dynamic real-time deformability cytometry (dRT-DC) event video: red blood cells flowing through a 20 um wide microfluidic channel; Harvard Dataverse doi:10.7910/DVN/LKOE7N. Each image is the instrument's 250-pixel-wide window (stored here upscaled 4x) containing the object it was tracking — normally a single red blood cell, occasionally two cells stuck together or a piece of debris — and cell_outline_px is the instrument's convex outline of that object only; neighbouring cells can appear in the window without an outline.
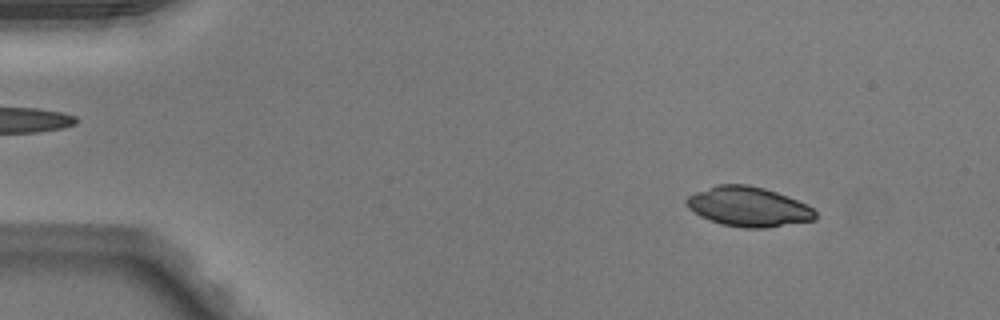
{"species": "Egyptian fruit bat (a non-hibernating species)", "species_latin": "Rousettus aegyptiacus", "temperature_condition": "warm", "stored_images_in_passage": 49, "camera_frame_rate_fps": 3000, "um_per_image_px": 0.085, "animal": {"sex": "male"}, "frame": {"image": 1, "passage_image": 6, "time_ms": 1.667, "image_size_px": [1000, 320], "cell_outline_px": [[816, 220], [768, 228], [744, 228], [720, 224], [700, 216], [688, 208], [684, 200], [688, 196], [696, 192], [716, 184], [748, 184], [764, 188], [788, 196], [808, 204], [816, 212]], "centroid_in_image_um": [63.63, 17.57], "position_along_channel_um": 21.4, "area_um2": 30.11}}
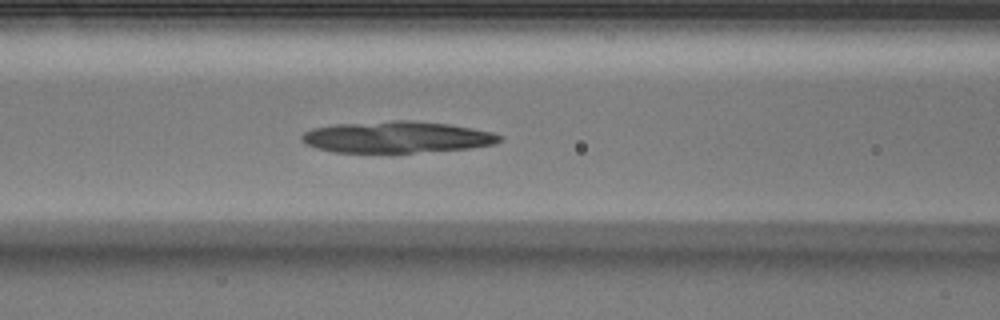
{"frame": {"image": 2, "passage_image": 21, "time_ms": 6.667, "image_size_px": [1000, 320], "cell_outline_px": [[504, 140], [496, 144], [468, 148], [412, 152], [332, 152], [316, 148], [300, 140], [300, 136], [304, 132], [312, 128], [336, 124], [392, 120], [408, 120], [448, 124], [492, 132], [504, 136]], "centroid_in_image_um": [33.73, 11.64], "position_along_channel_um": 132.9, "area_um2": 36.24}}
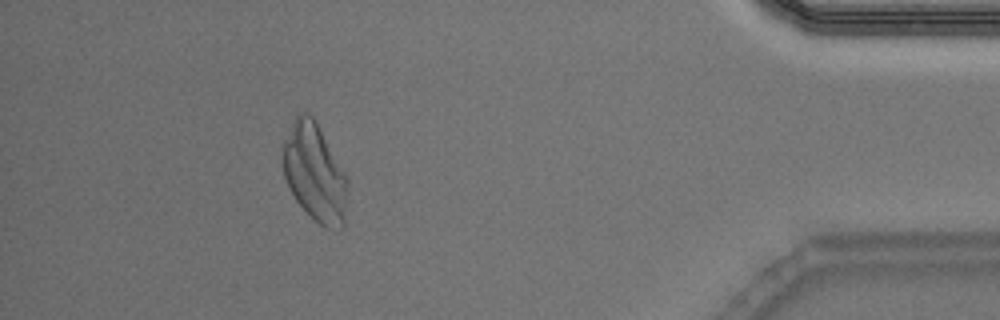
{"frame": {"image": 3, "passage_image": 45, "time_ms": 14.667, "image_size_px": [1000, 320], "cell_outline_px": [[348, 180], [344, 224], [340, 228], [324, 228], [296, 200], [288, 188], [284, 176], [280, 156], [280, 148], [296, 116], [300, 112], [308, 112], [316, 120]], "centroid_in_image_um": [26.71, 14.64], "position_along_channel_um": 408.5, "area_um2": 36.88}}